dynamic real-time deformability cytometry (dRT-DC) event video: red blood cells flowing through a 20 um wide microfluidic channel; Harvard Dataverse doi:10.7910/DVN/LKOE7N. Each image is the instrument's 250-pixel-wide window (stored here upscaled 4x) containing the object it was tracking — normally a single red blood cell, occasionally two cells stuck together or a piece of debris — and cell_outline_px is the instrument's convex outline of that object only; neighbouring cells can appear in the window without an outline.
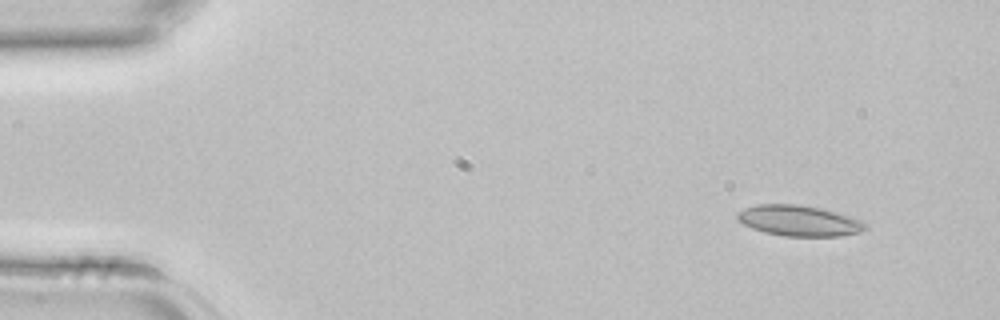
{"species": "common noctule bat (a hibernating species)", "species_latin": "Nyctalus noctula", "temperature_condition": "room temperature", "stored_images_in_passage": 3, "camera_frame_rate_fps": 3000, "um_per_image_px": 0.085, "animal": {"sex": "female", "body_mass_g": 22.7, "forearm_length_mm": 54.2}, "frame": {"image": 1, "passage_image": 1, "time_ms": 0.0, "image_size_px": [1000, 320], "cell_outline_px": [[868, 228], [860, 232], [840, 236], [784, 236], [764, 232], [752, 228], [736, 220], [736, 212], [744, 208], [756, 204], [800, 204], [820, 208], [836, 212], [860, 220]], "centroid_in_image_um": [67.86, 18.75], "position_along_channel_um": 17.1, "area_um2": 22.95}}